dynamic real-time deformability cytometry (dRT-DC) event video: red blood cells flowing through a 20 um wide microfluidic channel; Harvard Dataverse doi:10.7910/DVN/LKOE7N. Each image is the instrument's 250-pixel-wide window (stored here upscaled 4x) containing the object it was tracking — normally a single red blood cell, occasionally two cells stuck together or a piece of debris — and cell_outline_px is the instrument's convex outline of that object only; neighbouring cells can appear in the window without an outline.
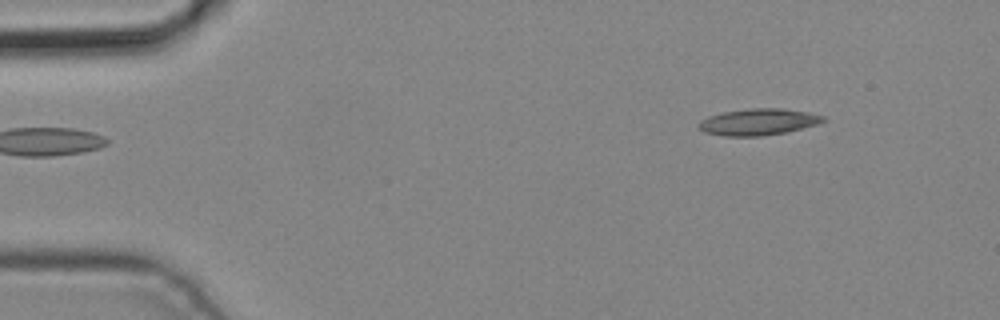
{"species": "common noctule bat (a hibernating species)", "species_latin": "Nyctalus noctula", "temperature_condition": "cold", "stored_images_in_passage": 3, "camera_frame_rate_fps": 3000, "um_per_image_px": 0.085, "animal": {"sex": "male", "body_mass_g": 19.2, "forearm_length_mm": 51.8}, "frame": {"image": 1, "passage_image": 1, "time_ms": 0.0, "image_size_px": [1000, 320], "cell_outline_px": [[828, 120], [816, 124], [788, 132], [760, 136], [724, 136], [704, 132], [696, 124], [700, 120], [708, 116], [724, 112], [752, 108], [784, 108], [808, 112], [824, 116]], "centroid_in_image_um": [64.46, 10.36], "position_along_channel_um": 20.5, "area_um2": 19.31}}